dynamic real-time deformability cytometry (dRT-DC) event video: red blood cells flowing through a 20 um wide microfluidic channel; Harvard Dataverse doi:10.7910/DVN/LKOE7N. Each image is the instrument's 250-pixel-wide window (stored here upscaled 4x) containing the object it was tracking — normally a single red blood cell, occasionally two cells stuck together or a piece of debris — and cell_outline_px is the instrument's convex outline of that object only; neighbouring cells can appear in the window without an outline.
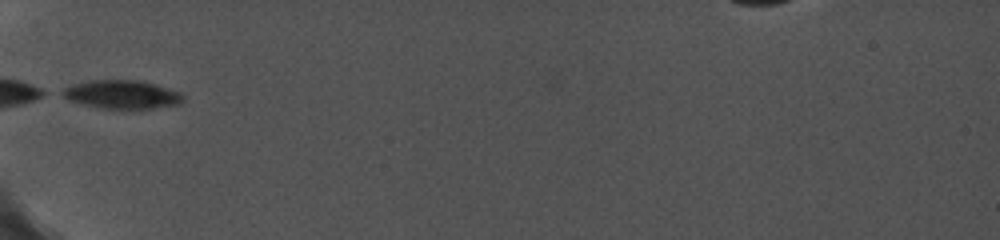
{"species": "common noctule bat (a hibernating species)", "species_latin": "Nyctalus noctula", "temperature_condition": "cold", "stored_images_in_passage": 42, "camera_frame_rate_fps": 5000, "um_per_image_px": 0.085, "animal": {"sex": "female", "body_mass_g": 19.0, "forearm_length_mm": 56.7}, "frame": {"image": 1, "passage_image": 1, "time_ms": 0.0, "image_size_px": [1000, 240], "cell_outline_px": [[184, 100], [180, 104], [152, 108], [100, 108], [68, 100], [60, 96], [56, 92], [72, 84], [88, 80], [140, 80], [156, 84], [180, 92], [184, 96]], "centroid_in_image_um": [10.31, 8.01], "position_along_channel_um": 74.7, "area_um2": 20.23}}